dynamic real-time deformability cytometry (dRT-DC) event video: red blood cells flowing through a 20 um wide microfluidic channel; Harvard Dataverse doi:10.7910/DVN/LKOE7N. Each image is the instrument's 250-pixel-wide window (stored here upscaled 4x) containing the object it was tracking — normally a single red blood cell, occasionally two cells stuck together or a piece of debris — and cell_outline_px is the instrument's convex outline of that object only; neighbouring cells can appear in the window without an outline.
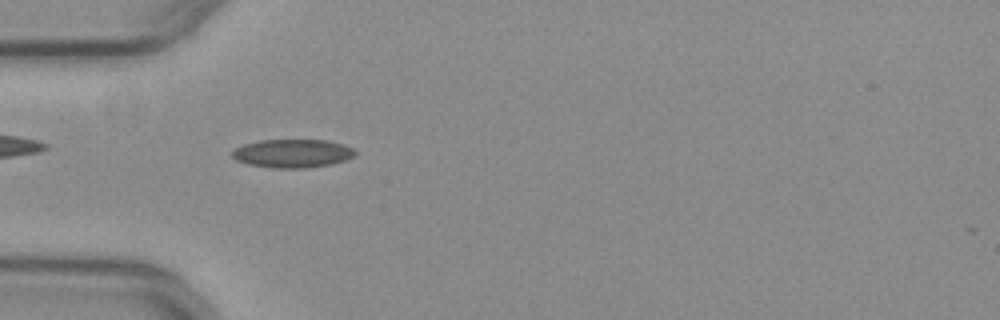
{"species": "common noctule bat (a hibernating species)", "species_latin": "Nyctalus noctula", "temperature_condition": "warm", "stored_images_in_passage": 40, "camera_frame_rate_fps": 3000, "um_per_image_px": 0.085, "animal": {"sex": "female", "body_mass_g": 29.2, "forearm_length_mm": 56.3}, "frame": {"image": 1, "passage_image": 4, "time_ms": 1.0, "image_size_px": [1000, 320], "cell_outline_px": [[356, 156], [332, 164], [308, 168], [276, 168], [248, 164], [236, 160], [232, 156], [232, 152], [236, 148], [244, 144], [260, 140], [324, 140], [344, 144], [352, 148], [356, 152]], "centroid_in_image_um": [24.89, 13.04], "position_along_channel_um": 60.1, "area_um2": 20.35}}
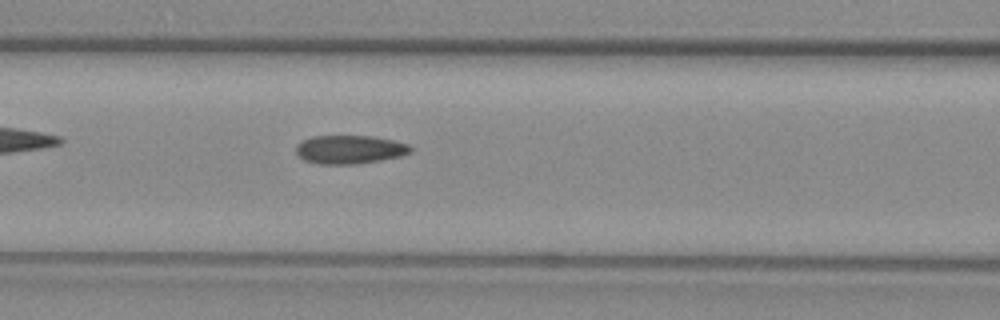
{"frame": {"image": 2, "passage_image": 10, "time_ms": 3.0, "image_size_px": [1000, 320], "cell_outline_px": [[412, 152], [400, 156], [380, 160], [356, 164], [320, 164], [304, 160], [296, 152], [296, 144], [300, 140], [312, 136], [372, 136], [392, 140], [408, 144], [412, 148]], "centroid_in_image_um": [29.7, 12.7], "position_along_channel_um": 136.9, "area_um2": 19.07}}
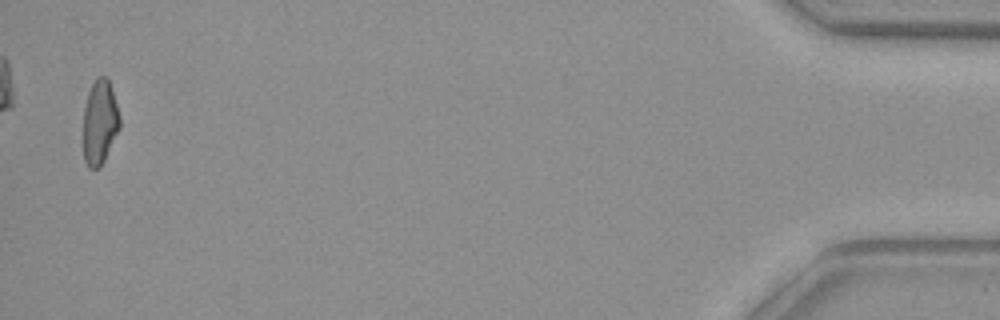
{"frame": {"image": 3, "passage_image": 39, "time_ms": 12.667, "image_size_px": [1000, 320], "cell_outline_px": [[120, 128], [104, 160], [96, 168], [88, 168], [84, 160], [84, 108], [88, 92], [92, 84], [100, 76], [108, 76], [120, 116]], "centroid_in_image_um": [8.49, 10.37], "position_along_channel_um": 426.7, "area_um2": 17.8}, "authors_computed_cell_mechanics": {"area_um2": 19.074, "velocity_mm_per_s": 3.97, "shape_relaxation_time_tau1_ms": null, "shape_relaxation_time_tau2_ms": 1.9384, "deformation_change_tau1": null, "deformation_change_tau2": 0.0775}}